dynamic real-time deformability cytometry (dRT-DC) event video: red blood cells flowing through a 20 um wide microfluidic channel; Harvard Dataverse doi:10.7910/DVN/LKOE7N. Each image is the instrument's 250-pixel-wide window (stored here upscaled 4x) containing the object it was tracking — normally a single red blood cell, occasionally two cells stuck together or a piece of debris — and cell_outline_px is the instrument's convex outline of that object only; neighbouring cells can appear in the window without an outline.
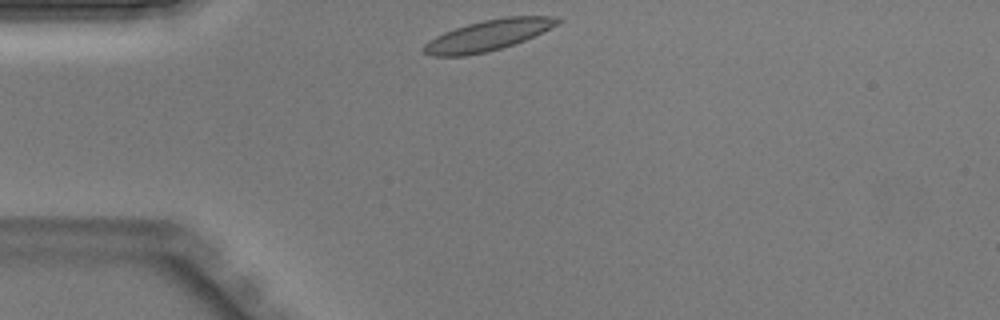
{"species": "Egyptian fruit bat (a non-hibernating species)", "species_latin": "Rousettus aegyptiacus", "temperature_condition": "warm", "stored_images_in_passage": 26, "camera_frame_rate_fps": 3000, "um_per_image_px": 0.085, "animal": {"sex": "male"}, "frame": {"image": 1, "passage_image": 1, "time_ms": 0.0, "image_size_px": [1000, 320], "cell_outline_px": [[564, 20], [560, 24], [524, 40], [500, 48], [484, 52], [464, 56], [432, 56], [424, 52], [420, 48], [428, 40], [444, 32], [468, 24], [484, 20], [504, 16], [560, 16]], "centroid_in_image_um": [41.51, 2.98], "position_along_channel_um": 43.5, "area_um2": 23.99}}
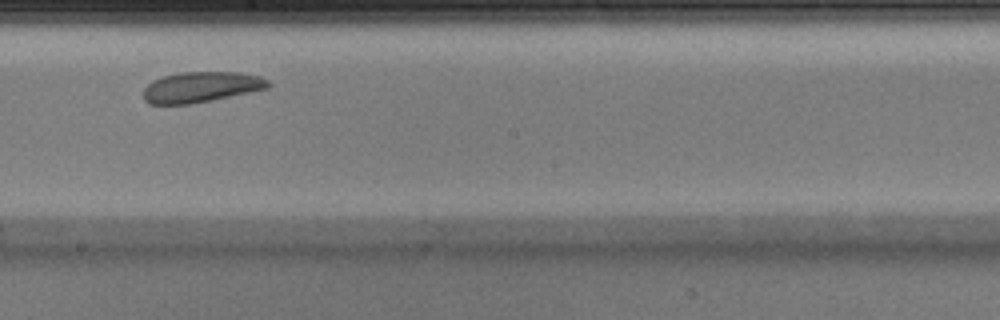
{"frame": {"image": 2, "passage_image": 15, "time_ms": 4.667, "image_size_px": [1000, 320], "cell_outline_px": [[272, 84], [268, 88], [212, 100], [192, 104], [148, 104], [144, 100], [144, 88], [152, 80], [164, 76], [180, 72], [240, 72], [260, 76], [268, 80]], "centroid_in_image_um": [17.1, 7.4], "position_along_channel_um": 231.1, "area_um2": 22.31}}
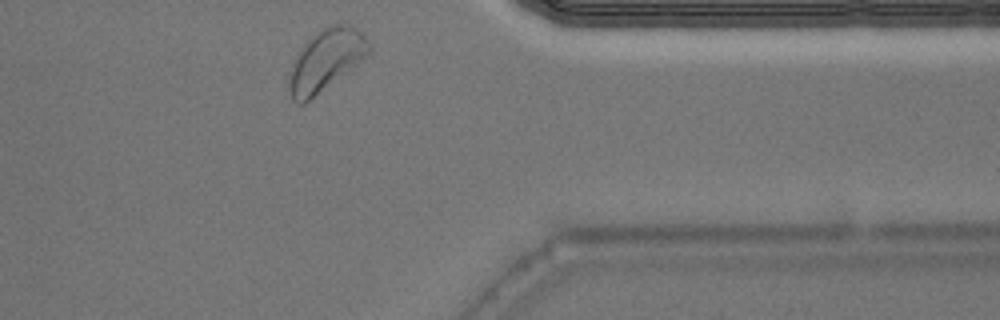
{"frame": {"image": 3, "passage_image": 26, "time_ms": 8.333, "image_size_px": [1000, 320], "cell_outline_px": [[372, 48], [364, 56], [304, 104], [296, 104], [292, 100], [288, 88], [288, 80], [292, 64], [296, 56], [304, 44], [320, 28], [332, 24], [348, 24], [356, 28], [364, 36]], "centroid_in_image_um": [27.63, 5.09], "position_along_channel_um": 383.8, "area_um2": 27.69}}